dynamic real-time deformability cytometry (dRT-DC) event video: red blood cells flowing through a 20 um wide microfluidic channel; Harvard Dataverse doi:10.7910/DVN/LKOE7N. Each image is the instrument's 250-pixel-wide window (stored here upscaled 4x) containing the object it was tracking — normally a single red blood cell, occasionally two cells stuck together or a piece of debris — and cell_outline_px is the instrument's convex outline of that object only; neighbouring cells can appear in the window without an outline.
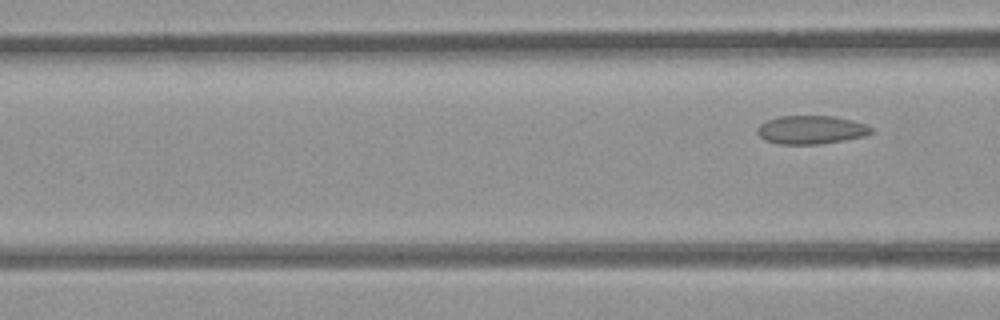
{"species": "common noctule bat (a hibernating species)", "species_latin": "Nyctalus noctula", "temperature_condition": "room temperature", "stored_images_in_passage": 6, "camera_frame_rate_fps": 3000, "um_per_image_px": 0.085, "animal": {"sex": "female", "body_mass_g": 21.9}, "frame": {"image": 1, "passage_image": 6, "time_ms": 6.0, "image_size_px": [1000, 320], "cell_outline_px": [[876, 132], [864, 136], [844, 140], [820, 144], [780, 144], [764, 140], [756, 132], [756, 128], [760, 124], [768, 120], [780, 116], [836, 116], [852, 120], [876, 128]], "centroid_in_image_um": [68.98, 11.03], "position_along_channel_um": 97.6, "area_um2": 19.07}}